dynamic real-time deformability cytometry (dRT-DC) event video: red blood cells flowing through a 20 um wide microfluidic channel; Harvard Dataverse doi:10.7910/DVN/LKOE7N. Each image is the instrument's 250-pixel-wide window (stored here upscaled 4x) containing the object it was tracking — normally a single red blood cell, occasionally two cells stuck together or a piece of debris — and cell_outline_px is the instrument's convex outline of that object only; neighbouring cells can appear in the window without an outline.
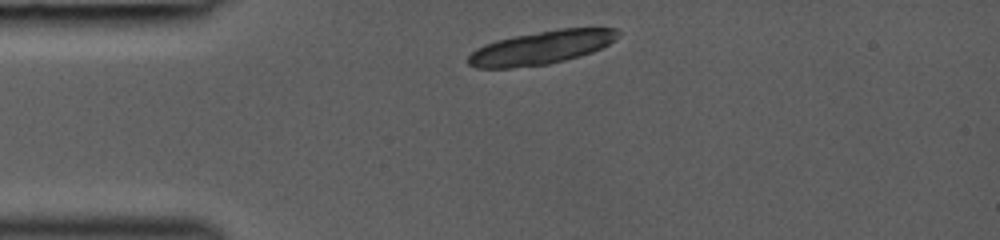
{"species": "common noctule bat (a hibernating species)", "species_latin": "Nyctalus noctula", "temperature_condition": "room temperature", "stored_images_in_passage": 31, "camera_frame_rate_fps": 3000, "um_per_image_px": 0.085, "animal": {"sex": "female", "body_mass_g": 19.0, "forearm_length_mm": 53.3}, "frame": {"image": 1, "passage_image": 1, "time_ms": 0.0, "image_size_px": [1000, 240], "cell_outline_px": [[620, 36], [608, 44], [592, 52], [580, 56], [548, 64], [512, 68], [476, 68], [468, 64], [468, 56], [476, 48], [484, 44], [496, 40], [516, 36], [560, 28], [616, 28], [620, 32]], "centroid_in_image_um": [46.0, 4.05], "position_along_channel_um": 39.0, "area_um2": 29.07}}
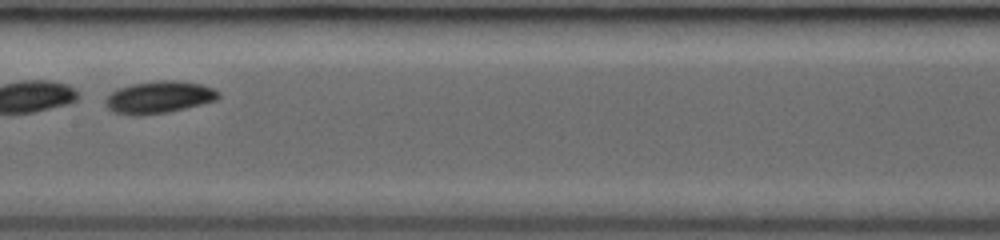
{"frame": {"image": 2, "passage_image": 14, "time_ms": 4.333, "image_size_px": [1000, 240], "cell_outline_px": [[220, 96], [216, 100], [168, 112], [140, 116], [132, 116], [112, 112], [104, 104], [104, 100], [112, 92], [120, 88], [132, 84], [164, 80], [172, 80], [200, 84], [212, 88], [220, 92]], "centroid_in_image_um": [13.48, 8.28], "position_along_channel_um": 193.9, "area_um2": 21.04}}